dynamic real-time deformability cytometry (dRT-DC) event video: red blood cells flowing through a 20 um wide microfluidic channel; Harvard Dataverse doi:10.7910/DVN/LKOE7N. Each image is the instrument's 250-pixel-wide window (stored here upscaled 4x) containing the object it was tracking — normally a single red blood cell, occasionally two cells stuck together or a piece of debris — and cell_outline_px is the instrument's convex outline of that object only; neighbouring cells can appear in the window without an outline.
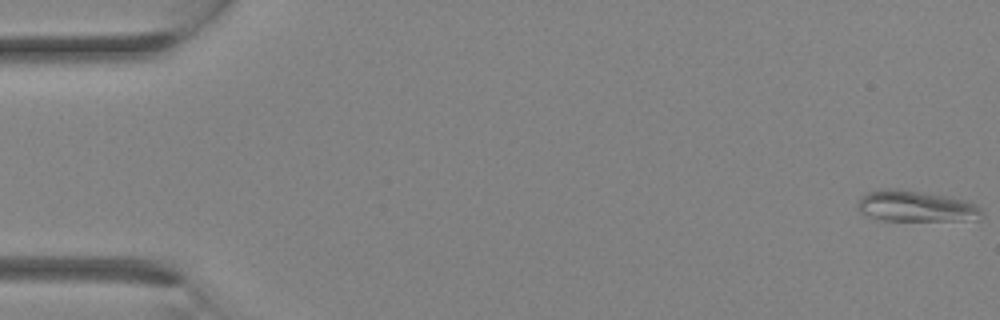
{"species": "Egyptian fruit bat (a non-hibernating species)", "species_latin": "Rousettus aegyptiacus", "temperature_condition": "room temperature", "stored_images_in_passage": 15, "camera_frame_rate_fps": 3000, "um_per_image_px": 0.085, "animal": {"sex": "female"}, "frame": {"image": 1, "passage_image": 1, "time_ms": 0.0, "image_size_px": [1000, 320], "cell_outline_px": [[980, 212], [976, 220], [880, 220], [864, 216], [856, 208], [856, 204], [860, 196], [868, 192], [888, 188], [896, 188], [924, 192], [948, 196], [968, 200], [980, 208]], "centroid_in_image_um": [77.76, 17.52], "position_along_channel_um": 7.2, "area_um2": 22.6}}
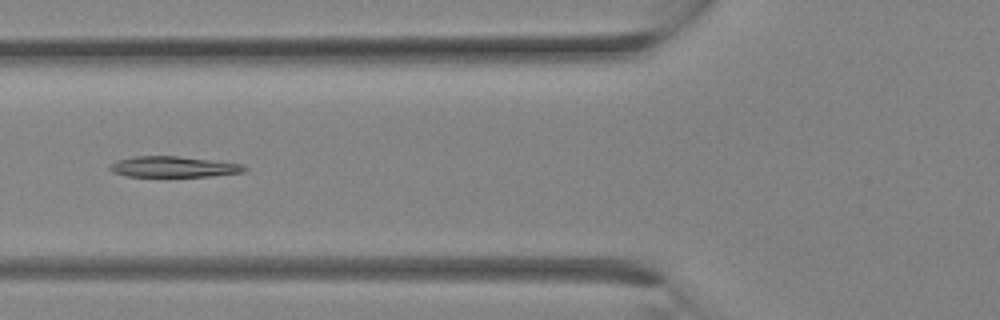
{"frame": {"image": 2, "passage_image": 12, "time_ms": 3.667, "image_size_px": [1000, 320], "cell_outline_px": [[248, 168], [244, 172], [212, 176], [128, 176], [112, 172], [108, 168], [108, 164], [116, 160], [132, 156], [176, 156], [244, 164]], "centroid_in_image_um": [14.71, 14.17], "position_along_channel_um": 111.1, "area_um2": 16.36}}
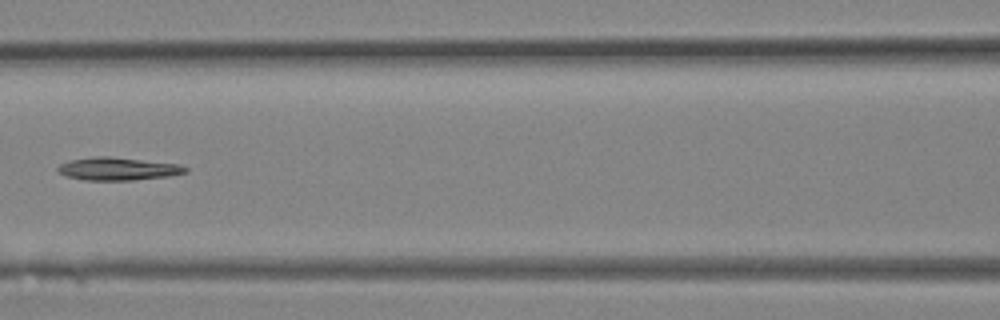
{"frame": {"image": 3, "passage_image": 14, "time_ms": 4.333, "image_size_px": [1000, 320], "cell_outline_px": [[188, 172], [168, 176], [132, 180], [84, 180], [68, 176], [60, 172], [56, 168], [60, 164], [68, 160], [96, 156], [108, 156], [180, 164], [188, 168]], "centroid_in_image_um": [10.03, 14.34], "position_along_channel_um": 156.6, "area_um2": 16.94}}